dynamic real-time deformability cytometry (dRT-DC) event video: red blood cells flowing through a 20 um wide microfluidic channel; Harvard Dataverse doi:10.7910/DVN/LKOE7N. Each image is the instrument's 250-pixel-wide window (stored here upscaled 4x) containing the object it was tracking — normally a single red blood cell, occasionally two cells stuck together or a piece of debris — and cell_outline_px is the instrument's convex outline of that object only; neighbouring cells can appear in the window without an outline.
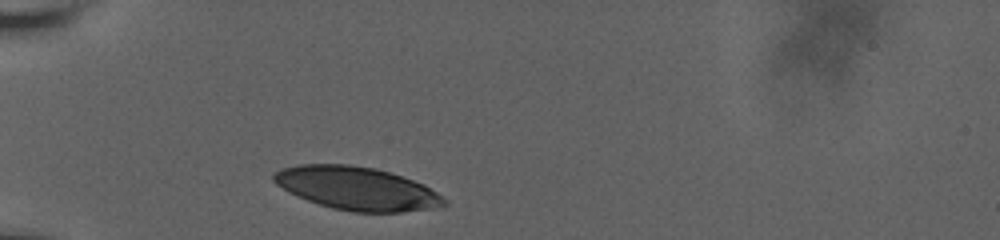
{"species": "human", "species_latin": "Homo sapiens", "temperature_condition": "room temperature", "stored_images_in_passage": 9, "camera_frame_rate_fps": 3000, "um_per_image_px": 0.085, "donor": {"sex": "male"}, "frame": {"image": 1, "passage_image": 1, "time_ms": 0.0, "image_size_px": [1000, 240], "cell_outline_px": [[448, 204], [444, 208], [400, 212], [352, 212], [332, 208], [296, 196], [288, 192], [276, 184], [272, 180], [272, 172], [280, 168], [300, 164], [348, 164], [376, 168], [424, 184], [448, 200]], "centroid_in_image_um": [30.34, 16.02], "position_along_channel_um": 54.7, "area_um2": 43.29}}
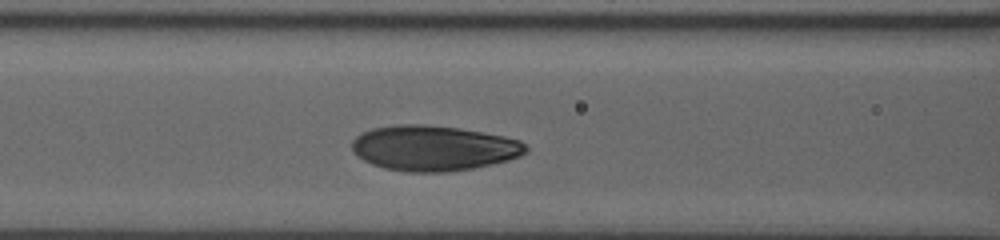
{"frame": {"image": 2, "passage_image": 6, "time_ms": 2.667, "image_size_px": [1000, 240], "cell_outline_px": [[528, 152], [520, 156], [508, 160], [492, 164], [472, 168], [448, 172], [408, 172], [384, 168], [372, 164], [356, 156], [352, 152], [352, 140], [356, 136], [372, 128], [396, 124], [424, 124], [460, 128], [504, 136], [520, 140], [528, 148]], "centroid_in_image_um": [36.85, 12.59], "position_along_channel_um": 129.8, "area_um2": 46.12}}
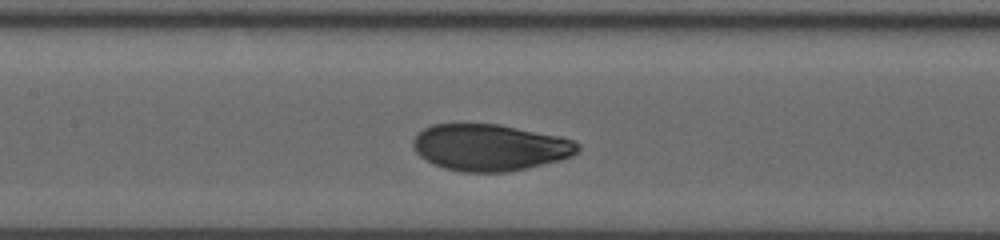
{"frame": {"image": 3, "passage_image": 8, "time_ms": 3.667, "image_size_px": [1000, 240], "cell_outline_px": [[580, 152], [572, 156], [560, 160], [508, 172], [460, 172], [444, 168], [420, 156], [412, 148], [412, 140], [416, 132], [432, 124], [500, 124], [556, 136], [572, 140], [580, 144]], "centroid_in_image_um": [41.62, 12.53], "position_along_channel_um": 165.8, "area_um2": 44.74}}